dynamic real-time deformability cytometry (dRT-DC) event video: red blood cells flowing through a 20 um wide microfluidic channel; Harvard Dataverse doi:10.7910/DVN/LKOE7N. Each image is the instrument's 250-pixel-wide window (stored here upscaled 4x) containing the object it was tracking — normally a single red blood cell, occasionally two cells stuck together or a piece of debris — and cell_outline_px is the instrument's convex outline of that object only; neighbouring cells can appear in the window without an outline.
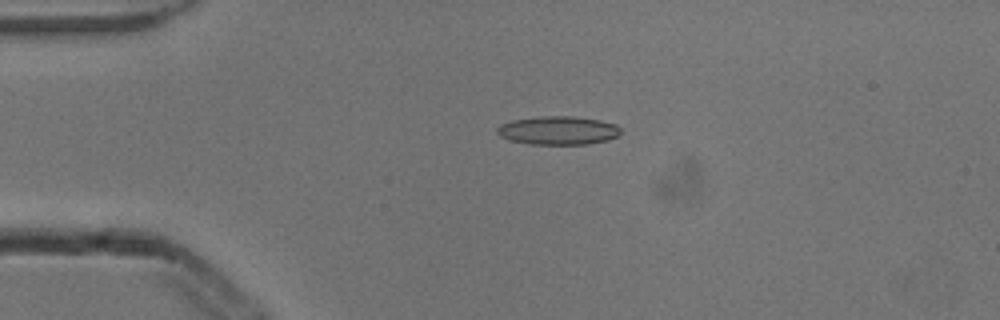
{"species": "common noctule bat (a hibernating species)", "species_latin": "Nyctalus noctula", "temperature_condition": "cold", "stored_images_in_passage": 3, "camera_frame_rate_fps": 3000, "um_per_image_px": 0.085, "animal": {"sex": "male", "body_mass_g": 13.3}, "frame": {"image": 1, "passage_image": 2, "time_ms": 0.333, "image_size_px": [1000, 320], "cell_outline_px": [[620, 132], [616, 136], [608, 140], [588, 144], [528, 144], [508, 140], [500, 136], [496, 132], [496, 128], [500, 124], [512, 120], [540, 116], [572, 116], [600, 120], [616, 124], [620, 128]], "centroid_in_image_um": [47.4, 11.09], "position_along_channel_um": 37.6, "area_um2": 20.63}}